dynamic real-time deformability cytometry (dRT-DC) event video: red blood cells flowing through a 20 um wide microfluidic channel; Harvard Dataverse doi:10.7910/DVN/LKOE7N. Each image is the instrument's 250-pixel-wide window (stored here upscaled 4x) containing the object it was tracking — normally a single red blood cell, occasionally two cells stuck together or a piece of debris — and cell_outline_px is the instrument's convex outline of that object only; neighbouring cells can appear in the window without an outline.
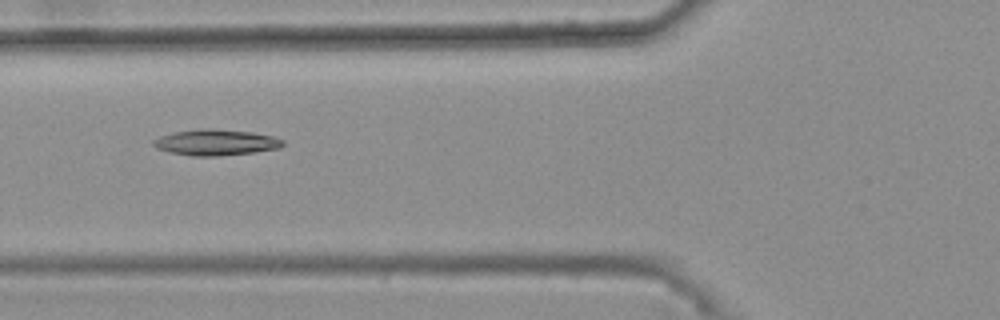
{"species": "common noctule bat (a hibernating species)", "species_latin": "Nyctalus noctula", "temperature_condition": "warm", "stored_images_in_passage": 10, "camera_frame_rate_fps": 3000, "um_per_image_px": 0.085, "animal": {"sex": "female", "body_mass_g": 25.1}, "frame": {"image": 1, "passage_image": 4, "time_ms": 1.0, "image_size_px": [1000, 320], "cell_outline_px": [[284, 144], [280, 148], [256, 152], [220, 156], [192, 156], [172, 152], [156, 148], [152, 144], [152, 140], [160, 136], [172, 132], [200, 128], [212, 128], [252, 132], [272, 136], [284, 140]], "centroid_in_image_um": [18.35, 12.1], "position_along_channel_um": 107.5, "area_um2": 19.77}}
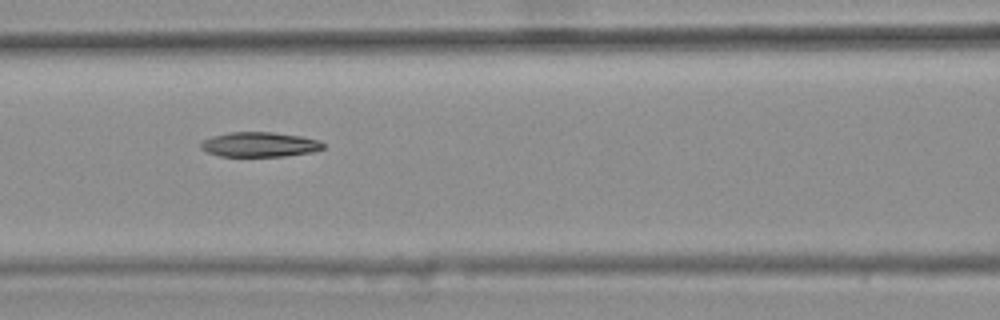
{"frame": {"image": 2, "passage_image": 7, "time_ms": 2.0, "image_size_px": [1000, 320], "cell_outline_px": [[324, 148], [312, 152], [284, 156], [220, 156], [208, 152], [200, 148], [200, 144], [204, 140], [212, 136], [228, 132], [272, 132], [300, 136], [320, 140], [324, 144]], "centroid_in_image_um": [22.07, 12.28], "position_along_channel_um": 144.5, "area_um2": 17.63}}